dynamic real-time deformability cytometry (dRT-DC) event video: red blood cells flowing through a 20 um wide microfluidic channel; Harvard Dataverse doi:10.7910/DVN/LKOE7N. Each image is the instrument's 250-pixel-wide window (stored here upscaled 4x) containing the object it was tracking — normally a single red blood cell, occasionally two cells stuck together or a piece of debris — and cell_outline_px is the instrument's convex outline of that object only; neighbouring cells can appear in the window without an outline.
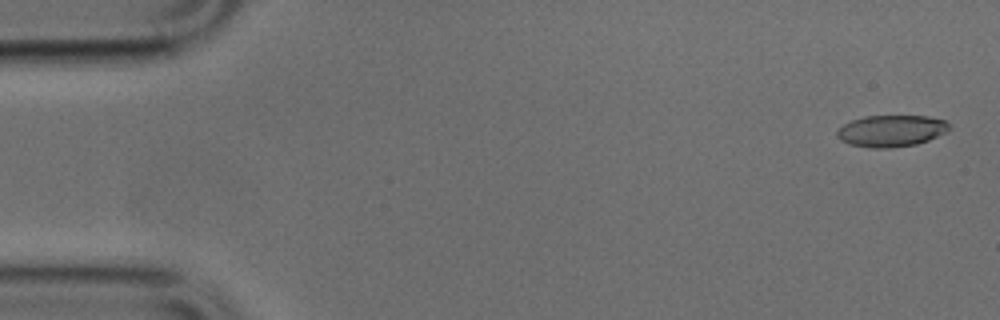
{"species": "common noctule bat (a hibernating species)", "species_latin": "Nyctalus noctula", "temperature_condition": "cold", "stored_images_in_passage": 46, "camera_frame_rate_fps": 3000, "um_per_image_px": 0.085, "animal": {"sex": "male", "body_mass_g": 17.9, "forearm_length_mm": 54.2}, "frame": {"image": 1, "passage_image": 2, "time_ms": 0.333, "image_size_px": [1000, 320], "cell_outline_px": [[948, 128], [944, 132], [928, 140], [916, 144], [888, 148], [872, 148], [848, 144], [840, 140], [836, 136], [836, 132], [844, 124], [852, 120], [864, 116], [928, 116], [944, 120], [948, 124]], "centroid_in_image_um": [75.7, 11.12], "position_along_channel_um": 9.3, "area_um2": 20.46}}
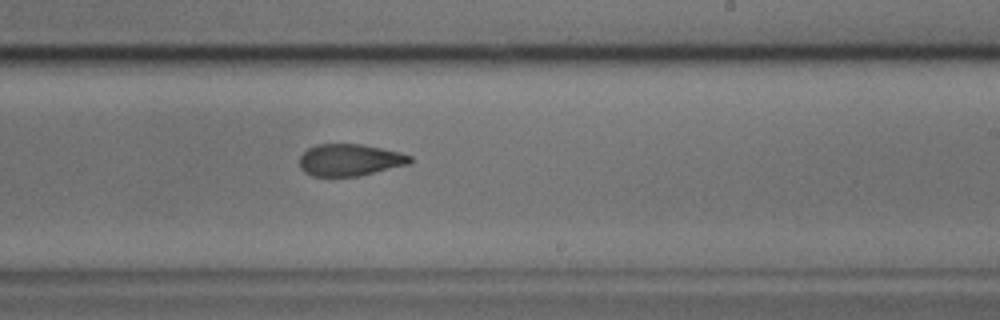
{"frame": {"image": 2, "passage_image": 30, "time_ms": 9.667, "image_size_px": [1000, 320], "cell_outline_px": [[412, 160], [408, 164], [360, 176], [312, 176], [304, 172], [300, 168], [300, 156], [308, 148], [316, 144], [364, 144], [400, 152], [412, 156]], "centroid_in_image_um": [29.73, 13.59], "position_along_channel_um": 259.3, "area_um2": 20.63}}
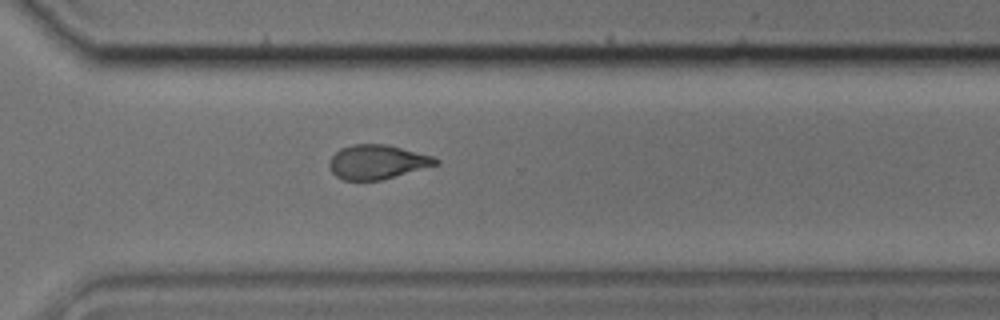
{"frame": {"image": 3, "passage_image": 36, "time_ms": 11.667, "image_size_px": [1000, 320], "cell_outline_px": [[440, 164], [380, 180], [344, 180], [336, 176], [332, 172], [328, 164], [328, 160], [340, 148], [352, 144], [384, 144], [432, 156], [440, 160]], "centroid_in_image_um": [32.04, 13.77], "position_along_channel_um": 338.6, "area_um2": 21.1}}